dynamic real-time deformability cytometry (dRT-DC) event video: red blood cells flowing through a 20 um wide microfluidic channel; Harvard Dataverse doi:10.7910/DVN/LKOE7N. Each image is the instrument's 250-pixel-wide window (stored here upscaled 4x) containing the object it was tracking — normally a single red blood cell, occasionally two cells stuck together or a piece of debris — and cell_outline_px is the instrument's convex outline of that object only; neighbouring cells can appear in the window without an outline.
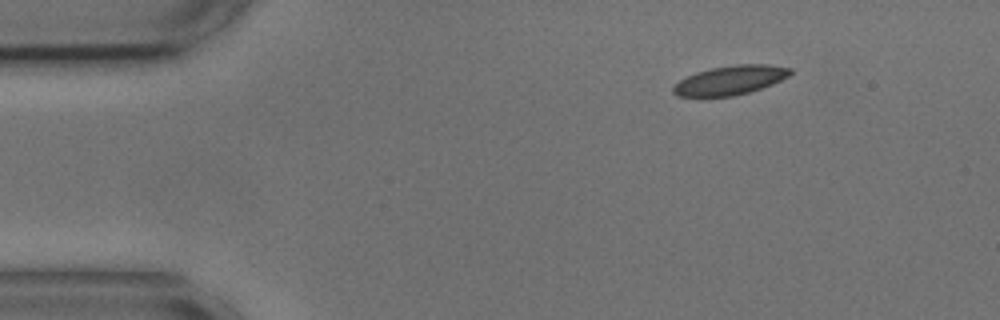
{"species": "common noctule bat (a hibernating species)", "species_latin": "Nyctalus noctula", "temperature_condition": "cold", "stored_images_in_passage": 9, "camera_frame_rate_fps": 3000, "um_per_image_px": 0.085, "animal": {"sex": "male", "body_mass_g": 17.9, "forearm_length_mm": 54.2}, "frame": {"image": 1, "passage_image": 1, "time_ms": 0.0, "image_size_px": [1000, 320], "cell_outline_px": [[792, 72], [788, 76], [772, 84], [748, 92], [732, 96], [676, 96], [672, 92], [672, 88], [680, 80], [696, 72], [712, 68], [736, 64], [768, 64], [792, 68]], "centroid_in_image_um": [62.07, 6.81], "position_along_channel_um": 22.9, "area_um2": 19.65}}